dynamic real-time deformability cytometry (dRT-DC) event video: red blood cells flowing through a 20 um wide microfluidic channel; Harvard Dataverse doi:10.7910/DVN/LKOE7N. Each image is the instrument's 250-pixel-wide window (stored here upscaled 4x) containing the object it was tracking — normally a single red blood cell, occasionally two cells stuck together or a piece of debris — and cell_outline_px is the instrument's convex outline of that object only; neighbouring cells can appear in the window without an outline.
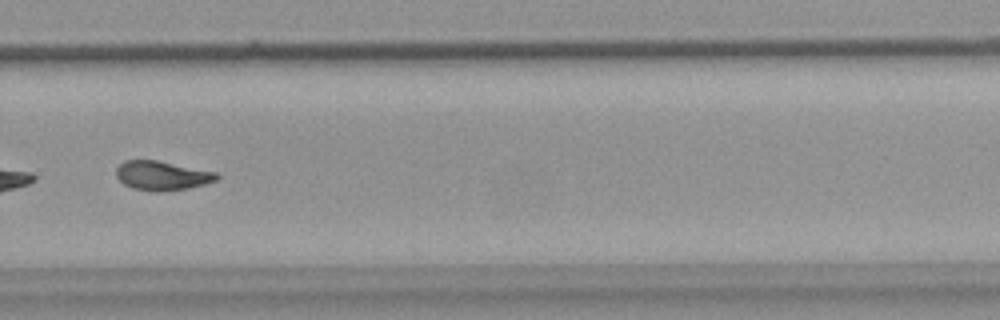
{"species": "common noctule bat (a hibernating species)", "species_latin": "Nyctalus noctula", "temperature_condition": "warm", "stored_images_in_passage": 51, "segment_of_instrument_passage": [2, 2], "camera_frame_rate_fps": 3000, "um_per_image_px": 0.085, "animal": {"sex": "female", "body_mass_g": 18.4}, "frame": {"image": 1, "passage_image": 36, "time_ms": 11.667, "image_size_px": [1000, 320], "cell_outline_px": [[220, 176], [216, 180], [204, 184], [188, 188], [160, 192], [156, 192], [132, 188], [124, 184], [116, 176], [116, 168], [124, 160], [156, 160], [216, 172]], "centroid_in_image_um": [13.75, 14.93], "position_along_channel_um": 316.0, "area_um2": 17.05}}